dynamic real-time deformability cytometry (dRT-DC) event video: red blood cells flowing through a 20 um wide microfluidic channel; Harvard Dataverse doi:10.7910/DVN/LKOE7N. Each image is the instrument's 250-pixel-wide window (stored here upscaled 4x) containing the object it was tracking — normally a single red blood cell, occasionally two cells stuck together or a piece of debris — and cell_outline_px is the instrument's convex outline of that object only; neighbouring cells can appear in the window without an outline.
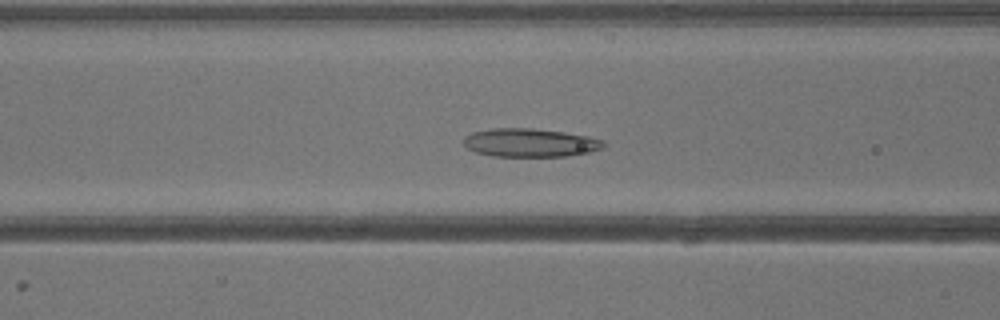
{"species": "common noctule bat (a hibernating species)", "species_latin": "Nyctalus noctula", "temperature_condition": "warm", "stored_images_in_passage": 41, "camera_frame_rate_fps": 3000, "um_per_image_px": 0.085, "animal": {"sex": "male", "body_mass_g": 13.3}, "frame": {"image": 1, "passage_image": 17, "time_ms": 5.333, "image_size_px": [1000, 320], "cell_outline_px": [[604, 148], [588, 152], [568, 156], [492, 156], [476, 152], [468, 148], [464, 144], [464, 136], [472, 132], [492, 128], [528, 128], [564, 132], [588, 136], [604, 140]], "centroid_in_image_um": [45.05, 12.13], "position_along_channel_um": 121.5, "area_um2": 23.12}}
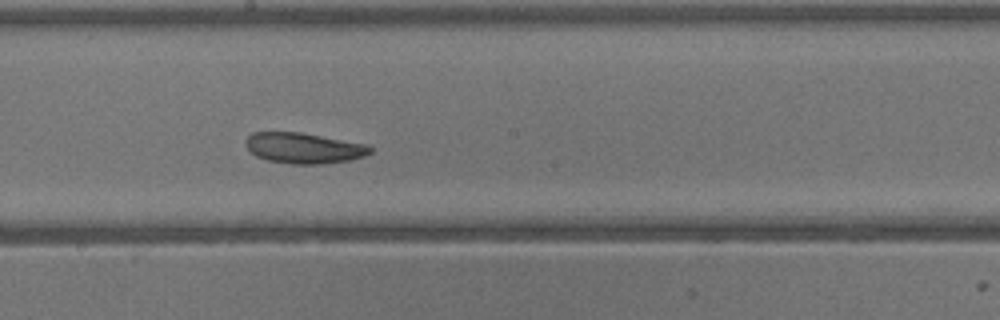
{"frame": {"image": 2, "passage_image": 23, "time_ms": 7.333, "image_size_px": [1000, 320], "cell_outline_px": [[372, 152], [364, 156], [348, 160], [320, 164], [292, 164], [268, 160], [256, 156], [244, 144], [244, 140], [252, 132], [300, 132], [368, 144], [372, 148]], "centroid_in_image_um": [25.82, 12.57], "position_along_channel_um": 222.4, "area_um2": 22.25}}
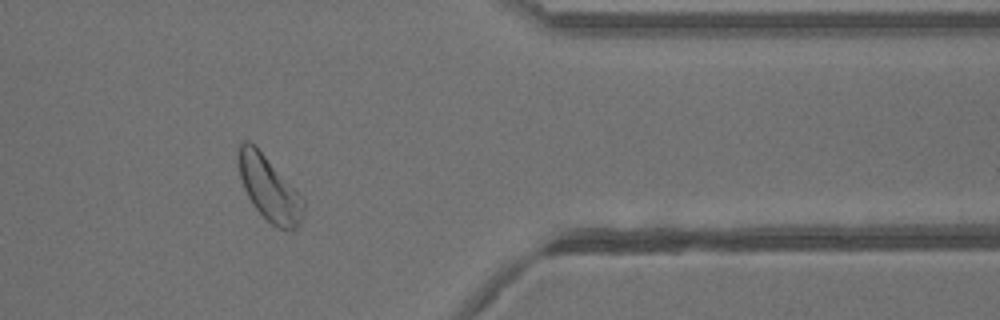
{"frame": {"image": 3, "passage_image": 34, "time_ms": 11.0, "image_size_px": [1000, 320], "cell_outline_px": [[304, 216], [300, 224], [296, 228], [276, 228], [252, 204], [240, 180], [236, 164], [240, 144], [244, 140], [248, 140], [264, 156], [304, 200]], "centroid_in_image_um": [22.84, 16.04], "position_along_channel_um": 388.6, "area_um2": 23.76}}